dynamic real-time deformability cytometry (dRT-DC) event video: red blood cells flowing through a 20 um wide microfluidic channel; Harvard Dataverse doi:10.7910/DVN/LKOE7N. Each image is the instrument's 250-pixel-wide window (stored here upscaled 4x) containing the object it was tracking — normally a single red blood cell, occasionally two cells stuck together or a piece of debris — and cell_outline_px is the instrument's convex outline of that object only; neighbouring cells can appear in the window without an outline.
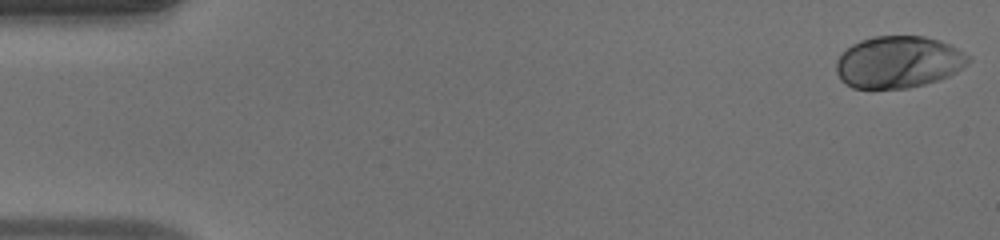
{"species": "human", "species_latin": "Homo sapiens", "temperature_condition": "warm", "stored_images_in_passage": 49, "camera_frame_rate_fps": 3000, "um_per_image_px": 0.085, "donor": {"sex": "male"}, "frame": {"image": 1, "passage_image": 1, "time_ms": 0.0, "image_size_px": [1000, 240], "cell_outline_px": [[972, 60], [968, 64], [956, 72], [948, 76], [924, 84], [908, 88], [852, 88], [840, 80], [836, 72], [836, 60], [840, 52], [852, 44], [860, 40], [876, 36], [924, 36], [940, 40], [972, 56]], "centroid_in_image_um": [76.35, 5.27], "position_along_channel_um": 8.7, "area_um2": 40.29}}
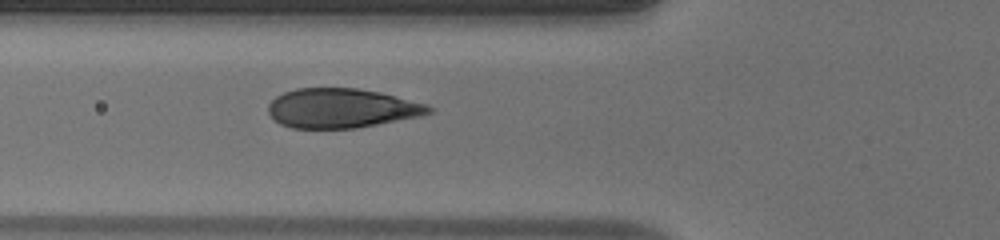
{"frame": {"image": 2, "passage_image": 18, "time_ms": 5.667, "image_size_px": [1000, 240], "cell_outline_px": [[432, 112], [424, 116], [356, 128], [292, 128], [280, 124], [268, 112], [268, 104], [276, 96], [284, 92], [296, 88], [356, 88], [380, 92], [428, 104], [432, 108]], "centroid_in_image_um": [29.06, 9.2], "position_along_channel_um": 96.7, "area_um2": 37.05}}
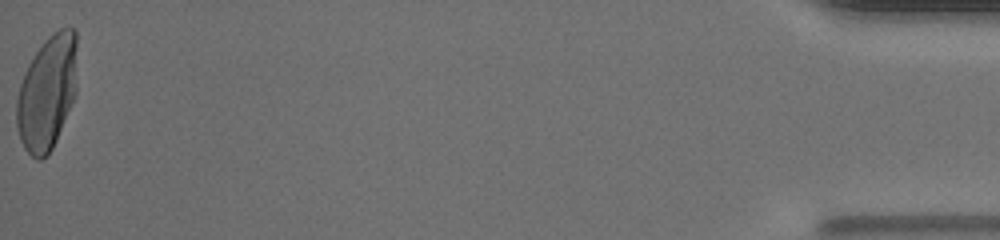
{"frame": {"image": 3, "passage_image": 49, "time_ms": 16.0, "image_size_px": [1000, 240], "cell_outline_px": [[76, 96], [56, 140], [52, 148], [40, 160], [32, 156], [24, 148], [20, 140], [16, 124], [16, 100], [20, 84], [28, 64], [44, 40], [52, 32], [60, 28], [72, 28], [76, 32]], "centroid_in_image_um": [4.01, 7.86], "position_along_channel_um": 431.2, "area_um2": 40.4}, "authors_computed_cell_mechanics": {"area_um2": 38.3214, "velocity_mm_per_s": 4.1822, "shape_relaxation_time_tau1_ms": 3.1893, "shape_relaxation_time_tau2_ms": null, "deformation_change_tau1": 0.204, "deformation_change_tau2": null}}